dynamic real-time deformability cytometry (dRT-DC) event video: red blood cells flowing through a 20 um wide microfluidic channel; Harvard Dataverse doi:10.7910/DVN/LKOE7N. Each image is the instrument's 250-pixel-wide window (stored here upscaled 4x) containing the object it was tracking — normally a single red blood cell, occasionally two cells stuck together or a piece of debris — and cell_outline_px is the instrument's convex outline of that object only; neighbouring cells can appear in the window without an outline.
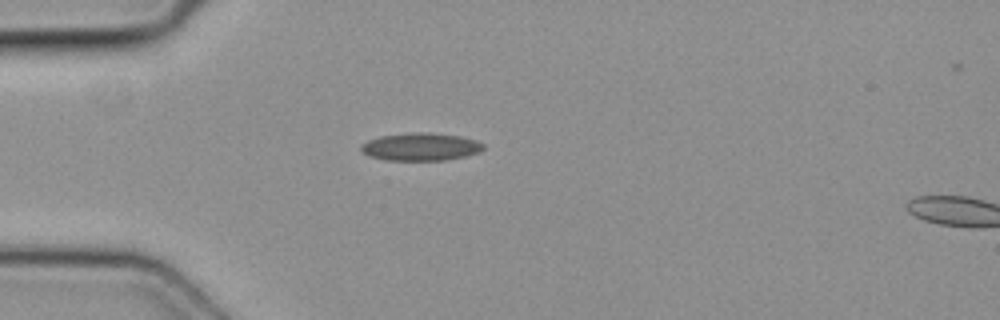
{"species": "common noctule bat (a hibernating species)", "species_latin": "Nyctalus noctula", "temperature_condition": "cold", "stored_images_in_passage": 3, "camera_frame_rate_fps": 3000, "um_per_image_px": 0.085, "animal": {"sex": "female", "body_mass_g": 19.3, "forearm_length_mm": 54.1}, "frame": {"image": 1, "passage_image": 2, "time_ms": 0.333, "image_size_px": [1000, 320], "cell_outline_px": [[484, 148], [480, 152], [464, 156], [444, 160], [388, 160], [372, 156], [364, 152], [360, 148], [360, 144], [368, 140], [380, 136], [416, 132], [428, 132], [460, 136], [476, 140], [484, 144]], "centroid_in_image_um": [35.78, 12.47], "position_along_channel_um": 49.2, "area_um2": 19.59}}